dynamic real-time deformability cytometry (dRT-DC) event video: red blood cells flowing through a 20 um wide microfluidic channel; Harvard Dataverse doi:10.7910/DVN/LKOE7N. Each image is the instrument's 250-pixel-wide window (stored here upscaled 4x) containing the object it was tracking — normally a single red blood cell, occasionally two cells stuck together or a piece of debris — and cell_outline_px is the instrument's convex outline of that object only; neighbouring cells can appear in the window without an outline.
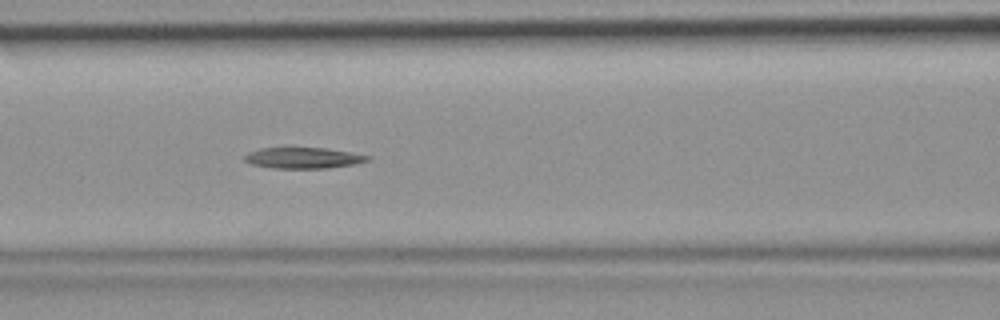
{"species": "common noctule bat (a hibernating species)", "species_latin": "Nyctalus noctula", "temperature_condition": "room temperature", "stored_images_in_passage": 39, "camera_frame_rate_fps": 3000, "um_per_image_px": 0.085, "animal": {"sex": "female", "body_mass_g": 19.9}, "frame": {"image": 1, "passage_image": 12, "time_ms": 3.667, "image_size_px": [1000, 320], "cell_outline_px": [[372, 160], [352, 164], [328, 168], [272, 168], [252, 164], [244, 160], [244, 156], [248, 152], [260, 148], [284, 144], [292, 144], [324, 148], [352, 152], [372, 156]], "centroid_in_image_um": [25.73, 13.36], "position_along_channel_um": 140.9, "area_um2": 16.07}}
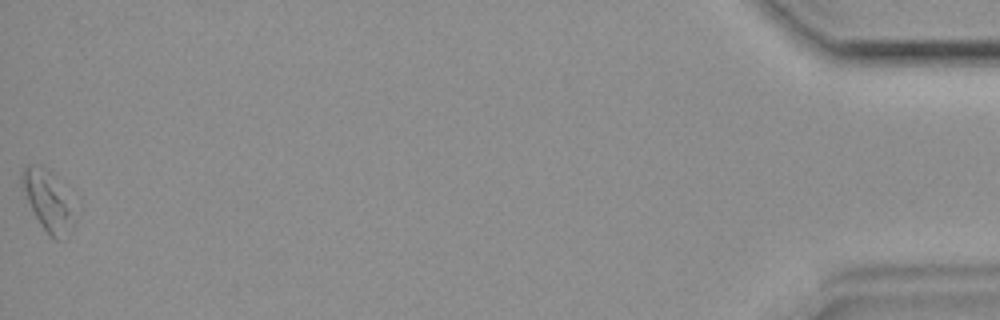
{"frame": {"image": 2, "passage_image": 39, "time_ms": 12.667, "image_size_px": [1000, 320], "cell_outline_px": [[72, 224], [56, 240], [48, 236], [40, 224], [20, 184], [20, 172], [28, 164], [32, 164], [44, 168], [48, 172], [68, 208]], "centroid_in_image_um": [3.86, 17.05], "position_along_channel_um": 431.3, "area_um2": 15.9}}